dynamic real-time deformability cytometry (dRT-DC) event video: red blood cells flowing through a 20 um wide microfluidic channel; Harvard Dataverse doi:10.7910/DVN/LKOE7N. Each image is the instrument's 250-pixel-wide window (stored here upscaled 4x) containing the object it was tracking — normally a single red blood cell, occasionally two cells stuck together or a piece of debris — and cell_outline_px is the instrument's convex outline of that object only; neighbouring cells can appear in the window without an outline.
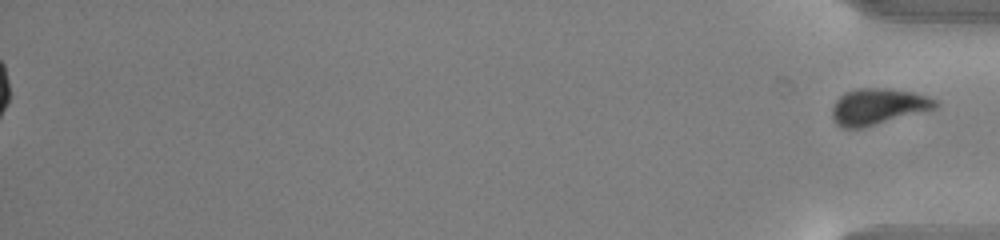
{"species": "common noctule bat (a hibernating species)", "species_latin": "Nyctalus noctula", "temperature_condition": "warm", "stored_images_in_passage": 37, "segment_of_instrument_passage": [2, 2], "camera_frame_rate_fps": 3000, "um_per_image_px": 0.085, "animal": {"sex": "male", "body_mass_g": 13.0, "forearm_length_mm": 53.1}, "frame": {"image": 1, "passage_image": 37, "time_ms": 12.0, "image_size_px": [1000, 240], "cell_outline_px": [[940, 104], [936, 108], [864, 128], [844, 128], [836, 124], [832, 116], [832, 108], [836, 100], [844, 92], [856, 88], [888, 88], [912, 92], [928, 96], [936, 100]], "centroid_in_image_um": [74.62, 9.05], "position_along_channel_um": 360.6, "area_um2": 21.91}}